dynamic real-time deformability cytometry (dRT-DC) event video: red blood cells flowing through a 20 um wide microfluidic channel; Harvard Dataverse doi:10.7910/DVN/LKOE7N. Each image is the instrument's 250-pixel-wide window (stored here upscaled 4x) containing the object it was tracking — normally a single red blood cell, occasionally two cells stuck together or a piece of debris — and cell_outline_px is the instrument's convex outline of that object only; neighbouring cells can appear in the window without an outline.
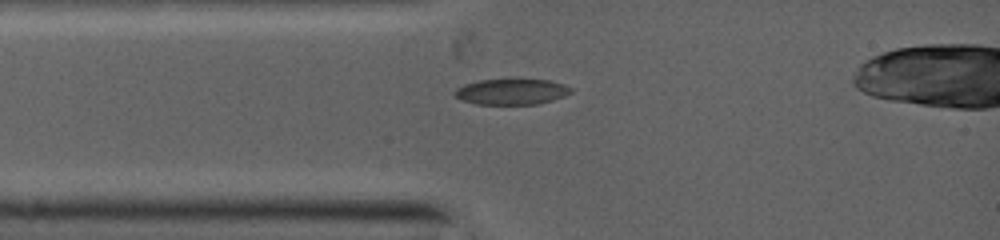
{"species": "common noctule bat (a hibernating species)", "species_latin": "Nyctalus noctula", "temperature_condition": "warm", "stored_images_in_passage": 2, "camera_frame_rate_fps": 5000, "um_per_image_px": 0.085, "animal": {"sex": "female", "body_mass_g": 19.0, "forearm_length_mm": 53.3}, "frame": {"image": 1, "passage_image": 1, "time_ms": 0.0, "image_size_px": [1000, 240], "cell_outline_px": [[572, 92], [564, 96], [552, 100], [536, 104], [476, 104], [464, 100], [456, 96], [456, 88], [464, 84], [480, 80], [548, 80], [572, 88]], "centroid_in_image_um": [43.49, 7.8], "position_along_channel_um": 41.5, "area_um2": 16.99}}